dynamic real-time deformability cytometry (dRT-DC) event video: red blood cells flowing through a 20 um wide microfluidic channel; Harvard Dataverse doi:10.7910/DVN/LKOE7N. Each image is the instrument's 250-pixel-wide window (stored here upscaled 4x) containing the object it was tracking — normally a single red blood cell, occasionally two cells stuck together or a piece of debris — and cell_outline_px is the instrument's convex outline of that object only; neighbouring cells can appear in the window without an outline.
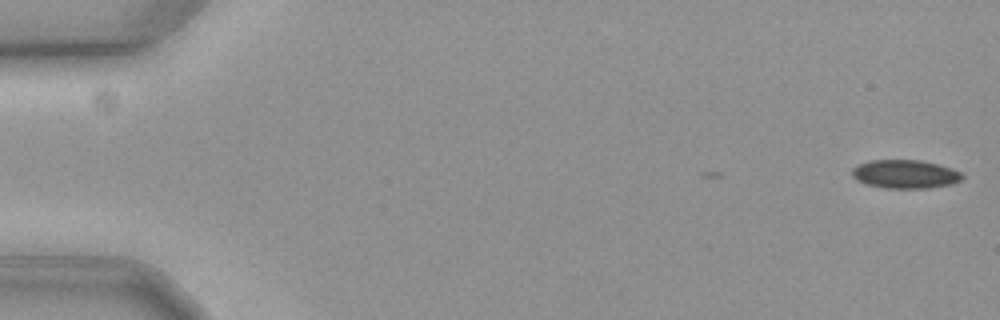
{"species": "common noctule bat (a hibernating species)", "species_latin": "Nyctalus noctula", "temperature_condition": "cold", "stored_images_in_passage": 4, "camera_frame_rate_fps": 3000, "um_per_image_px": 0.085, "animal": {"sex": "female", "body_mass_g": 19.3, "forearm_length_mm": 54.1}, "frame": {"image": 1, "passage_image": 4, "time_ms": 1.0, "image_size_px": [1000, 320], "cell_outline_px": [[964, 176], [960, 180], [952, 184], [928, 188], [884, 188], [864, 184], [856, 180], [852, 176], [852, 168], [868, 160], [920, 160], [952, 168], [960, 172]], "centroid_in_image_um": [76.91, 14.8], "position_along_channel_um": 8.1, "area_um2": 18.38}}